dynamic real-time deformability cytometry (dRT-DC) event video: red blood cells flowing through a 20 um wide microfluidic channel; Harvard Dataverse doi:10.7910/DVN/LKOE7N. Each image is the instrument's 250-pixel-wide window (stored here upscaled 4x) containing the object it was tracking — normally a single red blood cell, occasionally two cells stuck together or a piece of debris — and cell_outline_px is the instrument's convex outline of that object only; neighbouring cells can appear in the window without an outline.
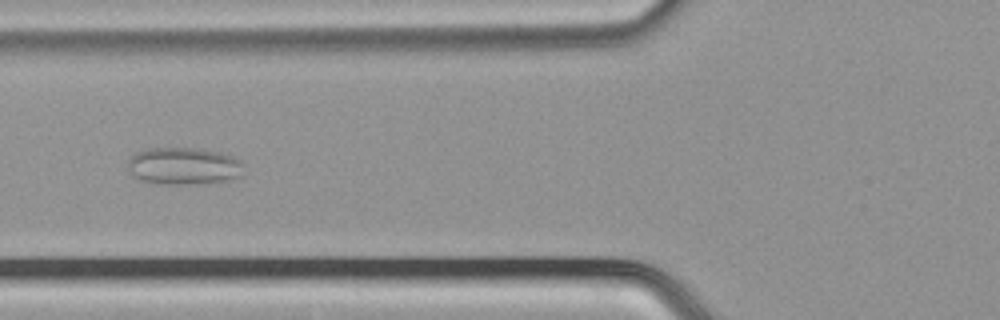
{"species": "common noctule bat (a hibernating species)", "species_latin": "Nyctalus noctula", "temperature_condition": "cold", "stored_images_in_passage": 52, "camera_frame_rate_fps": 3000, "um_per_image_px": 0.085, "animal": {"sex": "male", "body_mass_g": 21.5, "forearm_length_mm": 52.0}, "frame": {"image": 1, "passage_image": 20, "time_ms": 6.333, "image_size_px": [1000, 320], "cell_outline_px": [[244, 176], [228, 180], [192, 184], [156, 184], [140, 180], [132, 176], [128, 168], [128, 160], [136, 152], [144, 148], [196, 148], [220, 152], [232, 156], [240, 160], [244, 164]], "centroid_in_image_um": [15.63, 14.12], "position_along_channel_um": 110.2, "area_um2": 25.61}}
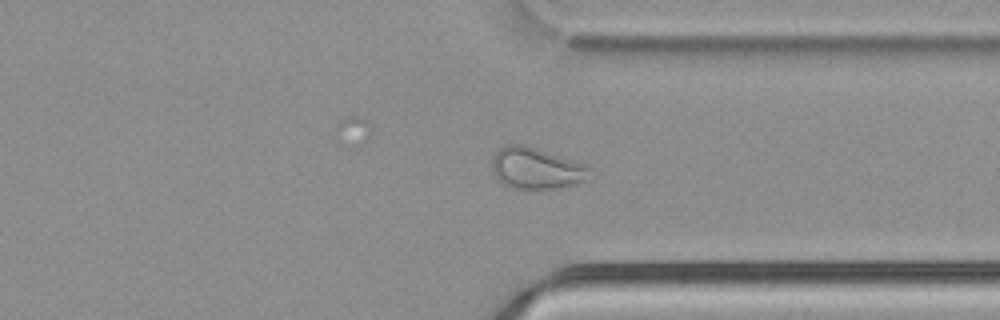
{"frame": {"image": 2, "passage_image": 39, "time_ms": 12.667, "image_size_px": [1000, 320], "cell_outline_px": [[592, 180], [576, 184], [556, 188], [512, 188], [504, 184], [492, 172], [492, 160], [496, 152], [500, 148], [508, 144], [524, 144], [584, 164], [592, 168]], "centroid_in_image_um": [45.64, 14.31], "position_along_channel_um": 365.8, "area_um2": 23.58}}
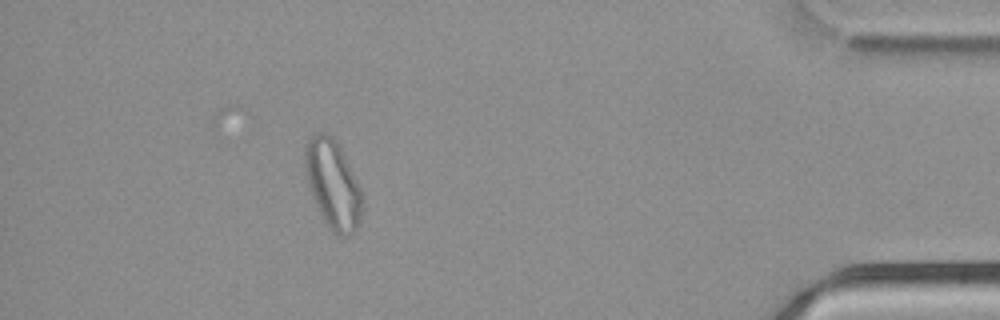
{"frame": {"image": 3, "passage_image": 46, "time_ms": 15.0, "image_size_px": [1000, 320], "cell_outline_px": [[364, 200], [360, 224], [344, 240], [336, 236], [332, 232], [324, 220], [312, 196], [308, 184], [304, 168], [304, 144], [316, 132], [324, 132], [332, 136], [340, 148], [360, 188]], "centroid_in_image_um": [28.29, 15.71], "position_along_channel_um": 406.9, "area_um2": 29.71}}